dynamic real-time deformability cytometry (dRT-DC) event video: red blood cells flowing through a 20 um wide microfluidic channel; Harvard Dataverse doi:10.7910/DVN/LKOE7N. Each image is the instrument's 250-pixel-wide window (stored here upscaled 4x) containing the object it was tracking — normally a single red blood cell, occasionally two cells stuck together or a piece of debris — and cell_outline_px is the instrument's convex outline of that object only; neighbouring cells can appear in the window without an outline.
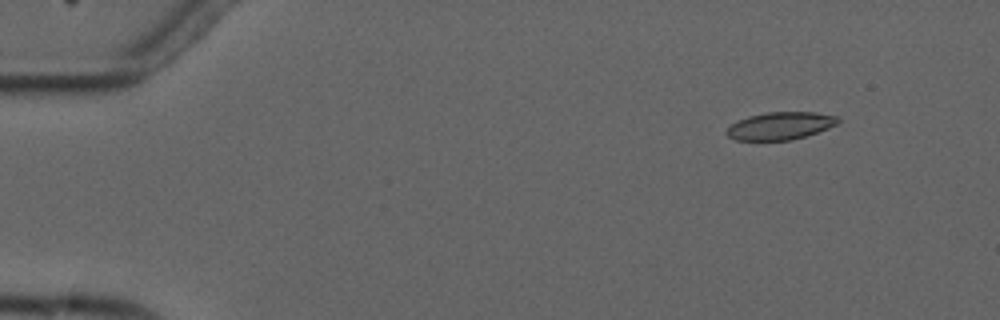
{"species": "common noctule bat (a hibernating species)", "species_latin": "Nyctalus noctula", "temperature_condition": "cold", "stored_images_in_passage": 4, "camera_frame_rate_fps": 3000, "um_per_image_px": 0.085, "animal": {"sex": "male", "forearm_length_mm": 52.5}, "frame": {"image": 1, "passage_image": 1, "time_ms": 0.0, "image_size_px": [1000, 320], "cell_outline_px": [[840, 120], [836, 124], [828, 128], [792, 140], [736, 140], [728, 136], [724, 132], [732, 124], [748, 116], [764, 112], [812, 112], [836, 116]], "centroid_in_image_um": [66.3, 10.69], "position_along_channel_um": 18.7, "area_um2": 17.69}}